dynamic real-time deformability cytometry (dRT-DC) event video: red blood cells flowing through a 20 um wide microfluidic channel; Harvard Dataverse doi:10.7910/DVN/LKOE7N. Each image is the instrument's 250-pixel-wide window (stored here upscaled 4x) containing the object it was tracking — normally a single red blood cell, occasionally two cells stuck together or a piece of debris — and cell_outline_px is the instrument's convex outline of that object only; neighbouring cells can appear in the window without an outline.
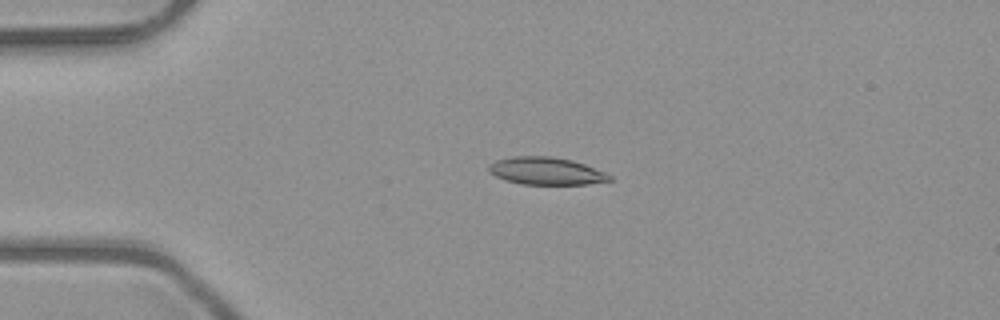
{"species": "common noctule bat (a hibernating species)", "species_latin": "Nyctalus noctula", "temperature_condition": "room temperature", "stored_images_in_passage": 6, "camera_frame_rate_fps": 3000, "um_per_image_px": 0.085, "animal": {"sex": "male", "body_mass_g": 23.1, "forearm_length_mm": 52.7}, "frame": {"image": 1, "passage_image": 4, "time_ms": 1.0, "image_size_px": [1000, 320], "cell_outline_px": [[612, 180], [588, 184], [524, 184], [508, 180], [496, 176], [488, 168], [488, 164], [496, 160], [512, 156], [552, 156], [572, 160], [584, 164], [604, 172], [612, 176]], "centroid_in_image_um": [46.43, 14.52], "position_along_channel_um": 38.6, "area_um2": 19.13}}
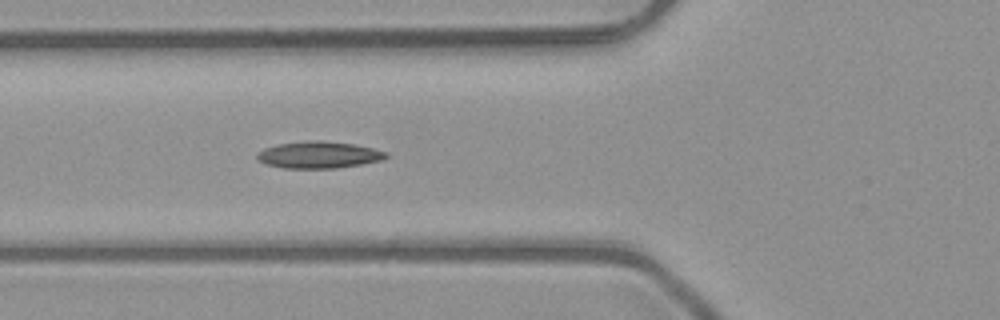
{"frame": {"image": 2, "passage_image": 6, "time_ms": 1.667, "image_size_px": [1000, 320], "cell_outline_px": [[388, 156], [380, 160], [360, 164], [336, 168], [284, 168], [268, 164], [260, 160], [256, 156], [264, 148], [280, 144], [308, 140], [320, 140], [352, 144], [372, 148], [388, 152]], "centroid_in_image_um": [27.11, 13.16], "position_along_channel_um": 98.7, "area_um2": 19.77}}